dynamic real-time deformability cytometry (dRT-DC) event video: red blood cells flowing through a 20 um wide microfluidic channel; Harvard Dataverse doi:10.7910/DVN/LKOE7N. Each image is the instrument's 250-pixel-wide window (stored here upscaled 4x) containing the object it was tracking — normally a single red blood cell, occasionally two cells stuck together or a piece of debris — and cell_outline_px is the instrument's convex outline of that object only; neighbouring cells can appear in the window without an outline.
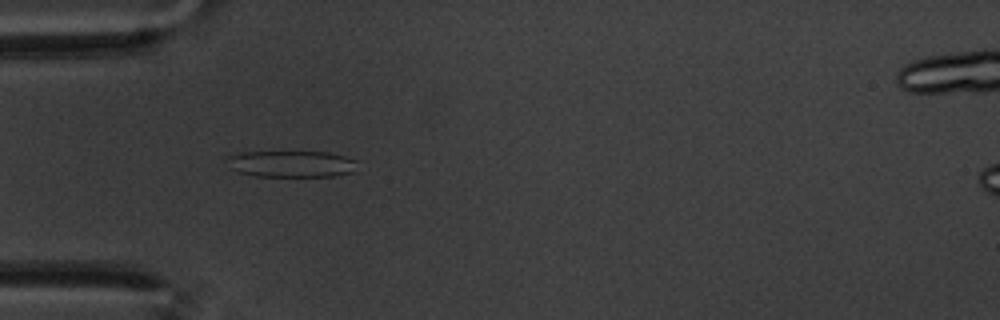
{"species": "common noctule bat (a hibernating species)", "species_latin": "Nyctalus noctula", "temperature_condition": "warm", "stored_images_in_passage": 59, "camera_frame_rate_fps": 3000, "um_per_image_px": 0.085, "animal": {"sex": "male", "body_mass_g": 20.1, "forearm_length_mm": 53.5}, "frame": {"image": 1, "passage_image": 18, "time_ms": 5.667, "image_size_px": [1000, 320], "cell_outline_px": [[356, 160], [352, 172], [332, 176], [256, 176], [236, 172], [228, 168], [228, 156], [240, 152], [328, 152], [344, 156]], "centroid_in_image_um": [24.7, 13.93], "position_along_channel_um": 60.3, "area_um2": 20.06}}
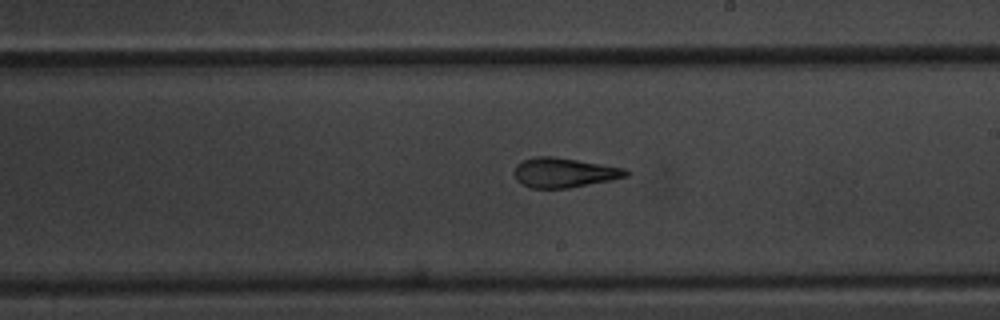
{"frame": {"image": 2, "passage_image": 34, "time_ms": 11.0, "image_size_px": [1000, 320], "cell_outline_px": [[632, 172], [628, 176], [612, 180], [568, 188], [528, 188], [520, 184], [516, 180], [512, 172], [516, 164], [520, 160], [536, 156], [552, 156], [624, 168]], "centroid_in_image_um": [47.89, 14.68], "position_along_channel_um": 241.1, "area_um2": 19.59}}
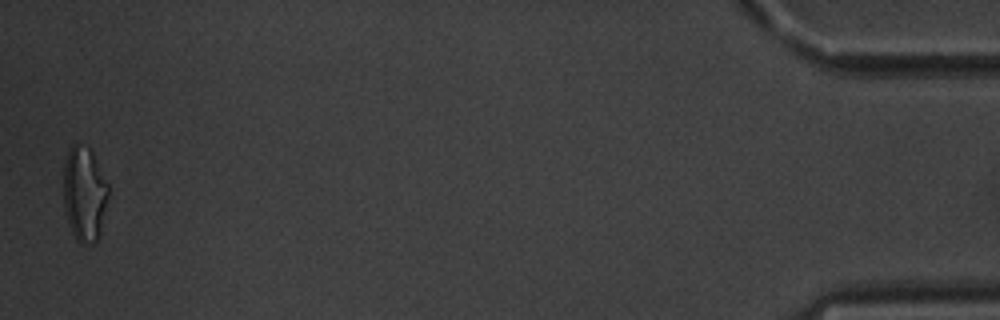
{"frame": {"image": 3, "passage_image": 58, "time_ms": 19.0, "image_size_px": [1000, 320], "cell_outline_px": [[108, 196], [100, 232], [96, 240], [92, 244], [80, 244], [76, 240], [68, 224], [64, 208], [64, 164], [68, 148], [72, 144], [76, 144], [88, 148], [92, 152], [108, 184]], "centroid_in_image_um": [7.16, 16.5], "position_along_channel_um": 428.0, "area_um2": 24.68}, "authors_computed_cell_mechanics": {"area_um2": 21.1548, "velocity_mm_per_s": 3.4397, "shape_relaxation_time_tau1_ms": 9.0657, "shape_relaxation_time_tau2_ms": 2.2165, "deformation_change_tau1": 0.226, "deformation_change_tau2": 0.119}}